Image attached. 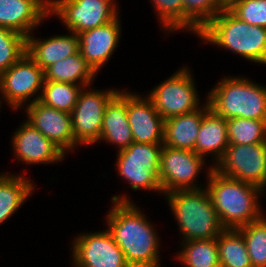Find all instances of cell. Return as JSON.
<instances>
[{
	"mask_svg": "<svg viewBox=\"0 0 266 267\" xmlns=\"http://www.w3.org/2000/svg\"><path fill=\"white\" fill-rule=\"evenodd\" d=\"M48 15L49 0H0V27L25 37Z\"/></svg>",
	"mask_w": 266,
	"mask_h": 267,
	"instance_id": "obj_17",
	"label": "cell"
},
{
	"mask_svg": "<svg viewBox=\"0 0 266 267\" xmlns=\"http://www.w3.org/2000/svg\"><path fill=\"white\" fill-rule=\"evenodd\" d=\"M213 169L224 176L253 184L265 190L266 142L229 145L223 157L213 165Z\"/></svg>",
	"mask_w": 266,
	"mask_h": 267,
	"instance_id": "obj_8",
	"label": "cell"
},
{
	"mask_svg": "<svg viewBox=\"0 0 266 267\" xmlns=\"http://www.w3.org/2000/svg\"><path fill=\"white\" fill-rule=\"evenodd\" d=\"M26 54V37L0 27V75Z\"/></svg>",
	"mask_w": 266,
	"mask_h": 267,
	"instance_id": "obj_31",
	"label": "cell"
},
{
	"mask_svg": "<svg viewBox=\"0 0 266 267\" xmlns=\"http://www.w3.org/2000/svg\"><path fill=\"white\" fill-rule=\"evenodd\" d=\"M238 0H220L222 6L227 9L229 8L233 3H235Z\"/></svg>",
	"mask_w": 266,
	"mask_h": 267,
	"instance_id": "obj_35",
	"label": "cell"
},
{
	"mask_svg": "<svg viewBox=\"0 0 266 267\" xmlns=\"http://www.w3.org/2000/svg\"><path fill=\"white\" fill-rule=\"evenodd\" d=\"M227 9L241 21L266 28V0H238Z\"/></svg>",
	"mask_w": 266,
	"mask_h": 267,
	"instance_id": "obj_33",
	"label": "cell"
},
{
	"mask_svg": "<svg viewBox=\"0 0 266 267\" xmlns=\"http://www.w3.org/2000/svg\"><path fill=\"white\" fill-rule=\"evenodd\" d=\"M118 175L126 179L132 190L146 189L161 192L160 164H144L138 160H117Z\"/></svg>",
	"mask_w": 266,
	"mask_h": 267,
	"instance_id": "obj_24",
	"label": "cell"
},
{
	"mask_svg": "<svg viewBox=\"0 0 266 267\" xmlns=\"http://www.w3.org/2000/svg\"><path fill=\"white\" fill-rule=\"evenodd\" d=\"M152 3L164 30H184L183 0H152Z\"/></svg>",
	"mask_w": 266,
	"mask_h": 267,
	"instance_id": "obj_32",
	"label": "cell"
},
{
	"mask_svg": "<svg viewBox=\"0 0 266 267\" xmlns=\"http://www.w3.org/2000/svg\"><path fill=\"white\" fill-rule=\"evenodd\" d=\"M220 267H252L242 233L224 229L217 237Z\"/></svg>",
	"mask_w": 266,
	"mask_h": 267,
	"instance_id": "obj_25",
	"label": "cell"
},
{
	"mask_svg": "<svg viewBox=\"0 0 266 267\" xmlns=\"http://www.w3.org/2000/svg\"><path fill=\"white\" fill-rule=\"evenodd\" d=\"M27 122L65 154L78 145L74 140L71 114L45 106L39 101L25 106Z\"/></svg>",
	"mask_w": 266,
	"mask_h": 267,
	"instance_id": "obj_13",
	"label": "cell"
},
{
	"mask_svg": "<svg viewBox=\"0 0 266 267\" xmlns=\"http://www.w3.org/2000/svg\"><path fill=\"white\" fill-rule=\"evenodd\" d=\"M176 259L185 267H220L217 237L182 242Z\"/></svg>",
	"mask_w": 266,
	"mask_h": 267,
	"instance_id": "obj_26",
	"label": "cell"
},
{
	"mask_svg": "<svg viewBox=\"0 0 266 267\" xmlns=\"http://www.w3.org/2000/svg\"><path fill=\"white\" fill-rule=\"evenodd\" d=\"M119 16L96 28L78 33L79 52L91 68L98 73L115 52L121 34Z\"/></svg>",
	"mask_w": 266,
	"mask_h": 267,
	"instance_id": "obj_15",
	"label": "cell"
},
{
	"mask_svg": "<svg viewBox=\"0 0 266 267\" xmlns=\"http://www.w3.org/2000/svg\"><path fill=\"white\" fill-rule=\"evenodd\" d=\"M194 78L185 66L150 91L148 98L166 120L199 109V97Z\"/></svg>",
	"mask_w": 266,
	"mask_h": 267,
	"instance_id": "obj_6",
	"label": "cell"
},
{
	"mask_svg": "<svg viewBox=\"0 0 266 267\" xmlns=\"http://www.w3.org/2000/svg\"><path fill=\"white\" fill-rule=\"evenodd\" d=\"M96 74L78 52L49 66L44 71V81L77 83V85L89 87Z\"/></svg>",
	"mask_w": 266,
	"mask_h": 267,
	"instance_id": "obj_23",
	"label": "cell"
},
{
	"mask_svg": "<svg viewBox=\"0 0 266 267\" xmlns=\"http://www.w3.org/2000/svg\"><path fill=\"white\" fill-rule=\"evenodd\" d=\"M127 118L134 142L163 144L164 119L147 96L127 91Z\"/></svg>",
	"mask_w": 266,
	"mask_h": 267,
	"instance_id": "obj_14",
	"label": "cell"
},
{
	"mask_svg": "<svg viewBox=\"0 0 266 267\" xmlns=\"http://www.w3.org/2000/svg\"><path fill=\"white\" fill-rule=\"evenodd\" d=\"M226 122L229 145L266 142V120L229 118Z\"/></svg>",
	"mask_w": 266,
	"mask_h": 267,
	"instance_id": "obj_28",
	"label": "cell"
},
{
	"mask_svg": "<svg viewBox=\"0 0 266 267\" xmlns=\"http://www.w3.org/2000/svg\"><path fill=\"white\" fill-rule=\"evenodd\" d=\"M120 196L111 198L113 207L106 215L107 230L130 267H160L159 236L153 224L130 198Z\"/></svg>",
	"mask_w": 266,
	"mask_h": 267,
	"instance_id": "obj_1",
	"label": "cell"
},
{
	"mask_svg": "<svg viewBox=\"0 0 266 267\" xmlns=\"http://www.w3.org/2000/svg\"><path fill=\"white\" fill-rule=\"evenodd\" d=\"M204 160L205 158L194 151L174 149L163 145L159 171L162 193L165 195L178 190L201 189V186L195 184L197 182L195 177L203 169Z\"/></svg>",
	"mask_w": 266,
	"mask_h": 267,
	"instance_id": "obj_11",
	"label": "cell"
},
{
	"mask_svg": "<svg viewBox=\"0 0 266 267\" xmlns=\"http://www.w3.org/2000/svg\"><path fill=\"white\" fill-rule=\"evenodd\" d=\"M12 136L14 155L23 164H48L64 159L65 153L26 120Z\"/></svg>",
	"mask_w": 266,
	"mask_h": 267,
	"instance_id": "obj_16",
	"label": "cell"
},
{
	"mask_svg": "<svg viewBox=\"0 0 266 267\" xmlns=\"http://www.w3.org/2000/svg\"><path fill=\"white\" fill-rule=\"evenodd\" d=\"M210 108L224 119L266 120V86L226 76L208 93Z\"/></svg>",
	"mask_w": 266,
	"mask_h": 267,
	"instance_id": "obj_5",
	"label": "cell"
},
{
	"mask_svg": "<svg viewBox=\"0 0 266 267\" xmlns=\"http://www.w3.org/2000/svg\"><path fill=\"white\" fill-rule=\"evenodd\" d=\"M237 229L244 237L252 267H266V217Z\"/></svg>",
	"mask_w": 266,
	"mask_h": 267,
	"instance_id": "obj_30",
	"label": "cell"
},
{
	"mask_svg": "<svg viewBox=\"0 0 266 267\" xmlns=\"http://www.w3.org/2000/svg\"><path fill=\"white\" fill-rule=\"evenodd\" d=\"M163 144L133 142L128 148L118 151L117 160H138L144 164H160Z\"/></svg>",
	"mask_w": 266,
	"mask_h": 267,
	"instance_id": "obj_34",
	"label": "cell"
},
{
	"mask_svg": "<svg viewBox=\"0 0 266 267\" xmlns=\"http://www.w3.org/2000/svg\"><path fill=\"white\" fill-rule=\"evenodd\" d=\"M114 0H49V16L61 19L76 34L102 26L119 14ZM51 14V15H50Z\"/></svg>",
	"mask_w": 266,
	"mask_h": 267,
	"instance_id": "obj_7",
	"label": "cell"
},
{
	"mask_svg": "<svg viewBox=\"0 0 266 267\" xmlns=\"http://www.w3.org/2000/svg\"><path fill=\"white\" fill-rule=\"evenodd\" d=\"M101 140L117 145L118 151L128 148L134 142L127 118V91L119 90L106 105Z\"/></svg>",
	"mask_w": 266,
	"mask_h": 267,
	"instance_id": "obj_19",
	"label": "cell"
},
{
	"mask_svg": "<svg viewBox=\"0 0 266 267\" xmlns=\"http://www.w3.org/2000/svg\"><path fill=\"white\" fill-rule=\"evenodd\" d=\"M206 170V189L225 229H237L263 217L258 201L263 189L224 176L214 170L213 166Z\"/></svg>",
	"mask_w": 266,
	"mask_h": 267,
	"instance_id": "obj_2",
	"label": "cell"
},
{
	"mask_svg": "<svg viewBox=\"0 0 266 267\" xmlns=\"http://www.w3.org/2000/svg\"><path fill=\"white\" fill-rule=\"evenodd\" d=\"M44 80V70L25 54L0 75V93L11 108L18 109L26 101L31 104L39 100ZM37 92L40 94L34 97Z\"/></svg>",
	"mask_w": 266,
	"mask_h": 267,
	"instance_id": "obj_10",
	"label": "cell"
},
{
	"mask_svg": "<svg viewBox=\"0 0 266 267\" xmlns=\"http://www.w3.org/2000/svg\"><path fill=\"white\" fill-rule=\"evenodd\" d=\"M84 87L66 82L44 81L39 102L60 111L72 113Z\"/></svg>",
	"mask_w": 266,
	"mask_h": 267,
	"instance_id": "obj_27",
	"label": "cell"
},
{
	"mask_svg": "<svg viewBox=\"0 0 266 267\" xmlns=\"http://www.w3.org/2000/svg\"><path fill=\"white\" fill-rule=\"evenodd\" d=\"M118 89L80 91L77 103L71 113L74 140L78 145L99 142L105 107Z\"/></svg>",
	"mask_w": 266,
	"mask_h": 267,
	"instance_id": "obj_9",
	"label": "cell"
},
{
	"mask_svg": "<svg viewBox=\"0 0 266 267\" xmlns=\"http://www.w3.org/2000/svg\"><path fill=\"white\" fill-rule=\"evenodd\" d=\"M202 118L203 107H200L193 112L164 120L163 145L195 152Z\"/></svg>",
	"mask_w": 266,
	"mask_h": 267,
	"instance_id": "obj_21",
	"label": "cell"
},
{
	"mask_svg": "<svg viewBox=\"0 0 266 267\" xmlns=\"http://www.w3.org/2000/svg\"><path fill=\"white\" fill-rule=\"evenodd\" d=\"M72 245L74 267H130L108 230L82 233Z\"/></svg>",
	"mask_w": 266,
	"mask_h": 267,
	"instance_id": "obj_12",
	"label": "cell"
},
{
	"mask_svg": "<svg viewBox=\"0 0 266 267\" xmlns=\"http://www.w3.org/2000/svg\"><path fill=\"white\" fill-rule=\"evenodd\" d=\"M183 241L216 238L225 229L207 189L178 190L165 195Z\"/></svg>",
	"mask_w": 266,
	"mask_h": 267,
	"instance_id": "obj_4",
	"label": "cell"
},
{
	"mask_svg": "<svg viewBox=\"0 0 266 267\" xmlns=\"http://www.w3.org/2000/svg\"><path fill=\"white\" fill-rule=\"evenodd\" d=\"M184 29L198 35L223 9L220 0H183Z\"/></svg>",
	"mask_w": 266,
	"mask_h": 267,
	"instance_id": "obj_29",
	"label": "cell"
},
{
	"mask_svg": "<svg viewBox=\"0 0 266 267\" xmlns=\"http://www.w3.org/2000/svg\"><path fill=\"white\" fill-rule=\"evenodd\" d=\"M198 36L246 60L266 64V28L239 20L228 9L218 13Z\"/></svg>",
	"mask_w": 266,
	"mask_h": 267,
	"instance_id": "obj_3",
	"label": "cell"
},
{
	"mask_svg": "<svg viewBox=\"0 0 266 267\" xmlns=\"http://www.w3.org/2000/svg\"><path fill=\"white\" fill-rule=\"evenodd\" d=\"M34 187L24 175L0 174V225L24 204Z\"/></svg>",
	"mask_w": 266,
	"mask_h": 267,
	"instance_id": "obj_22",
	"label": "cell"
},
{
	"mask_svg": "<svg viewBox=\"0 0 266 267\" xmlns=\"http://www.w3.org/2000/svg\"><path fill=\"white\" fill-rule=\"evenodd\" d=\"M228 146L226 119L216 114L206 100L203 104V118L196 140L195 153L203 158L207 156L206 154H211V156L213 154L215 158L213 160L217 164Z\"/></svg>",
	"mask_w": 266,
	"mask_h": 267,
	"instance_id": "obj_20",
	"label": "cell"
},
{
	"mask_svg": "<svg viewBox=\"0 0 266 267\" xmlns=\"http://www.w3.org/2000/svg\"><path fill=\"white\" fill-rule=\"evenodd\" d=\"M79 52L78 35H58L48 39L26 37V54L44 71L54 63Z\"/></svg>",
	"mask_w": 266,
	"mask_h": 267,
	"instance_id": "obj_18",
	"label": "cell"
}]
</instances>
